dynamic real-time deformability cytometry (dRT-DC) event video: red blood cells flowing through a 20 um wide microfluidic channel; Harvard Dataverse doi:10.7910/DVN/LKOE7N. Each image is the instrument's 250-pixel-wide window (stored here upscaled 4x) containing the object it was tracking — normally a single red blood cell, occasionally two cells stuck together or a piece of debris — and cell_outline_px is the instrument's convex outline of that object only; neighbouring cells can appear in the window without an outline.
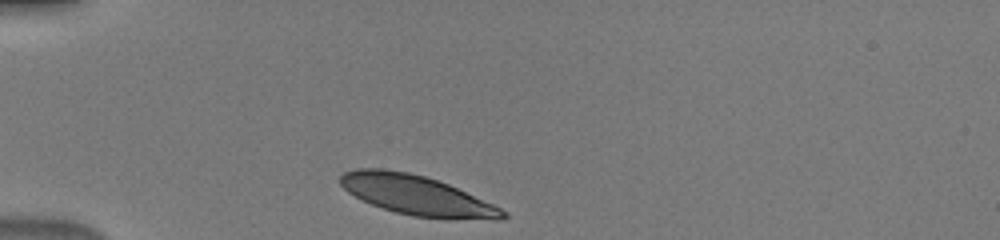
{"species": "human", "species_latin": "Homo sapiens", "temperature_condition": "warm", "stored_images_in_passage": 31, "camera_frame_rate_fps": 3000, "um_per_image_px": 0.085, "donor": {"sex": "male"}, "frame": {"image": 1, "passage_image": 1, "time_ms": 0.0, "image_size_px": [1000, 240], "cell_outline_px": [[508, 216], [496, 220], [412, 216], [396, 212], [372, 204], [348, 192], [340, 184], [340, 176], [344, 172], [356, 168], [384, 168], [408, 172], [424, 176], [448, 184], [492, 204], [508, 212]], "centroid_in_image_um": [35.4, 16.58], "position_along_channel_um": 49.6, "area_um2": 36.93}}
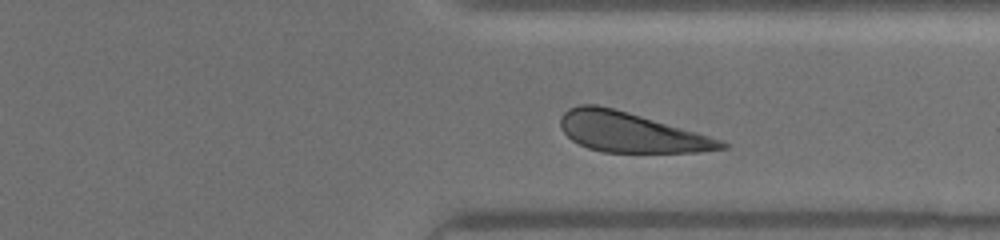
{"frame": {"image": 2, "passage_image": 26, "time_ms": 8.333, "image_size_px": [1000, 240], "cell_outline_px": [[728, 148], [700, 152], [604, 152], [588, 148], [572, 140], [560, 128], [560, 116], [568, 108], [580, 104], [596, 104], [628, 112], [724, 140], [728, 144]], "centroid_in_image_um": [53.61, 11.24], "position_along_channel_um": 357.8, "area_um2": 37.22}}
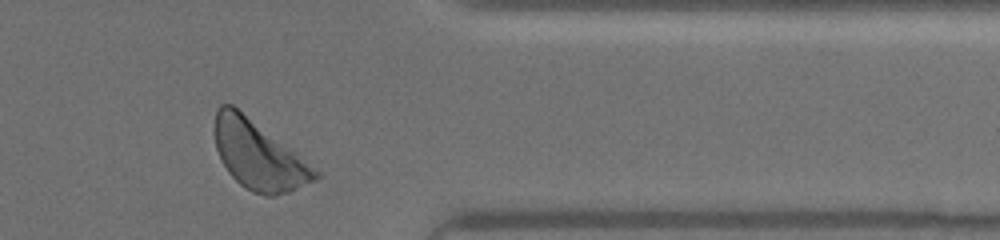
{"frame": {"image": 3, "passage_image": 29, "time_ms": 9.333, "image_size_px": [1000, 240], "cell_outline_px": [[320, 176], [288, 192], [276, 196], [264, 196], [252, 192], [244, 188], [228, 172], [216, 148], [216, 108], [220, 104], [232, 104], [320, 172]], "centroid_in_image_um": [21.95, 13.22], "position_along_channel_um": 389.5, "area_um2": 39.02}}